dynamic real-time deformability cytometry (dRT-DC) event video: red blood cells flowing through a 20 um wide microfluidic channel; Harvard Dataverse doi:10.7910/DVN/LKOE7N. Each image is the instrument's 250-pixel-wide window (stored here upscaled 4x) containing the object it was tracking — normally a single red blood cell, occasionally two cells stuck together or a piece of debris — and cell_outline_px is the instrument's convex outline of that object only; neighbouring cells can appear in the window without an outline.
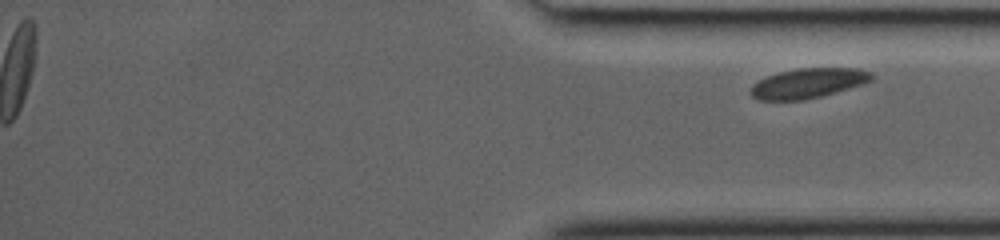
{"species": "common noctule bat (a hibernating species)", "species_latin": "Nyctalus noctula", "temperature_condition": "room temperature", "stored_images_in_passage": 40, "segment_of_instrument_passage": [2, 2], "camera_frame_rate_fps": 3000, "um_per_image_px": 0.085, "animal": {"sex": "female", "body_mass_g": 19.0, "forearm_length_mm": 53.3}, "frame": {"image": 1, "passage_image": 40, "time_ms": 13.0, "image_size_px": [1000, 240], "cell_outline_px": [[872, 80], [864, 84], [836, 92], [804, 100], [760, 100], [752, 96], [752, 84], [768, 76], [780, 72], [800, 68], [860, 68], [872, 72]], "centroid_in_image_um": [68.74, 7.07], "position_along_channel_um": 366.5, "area_um2": 20.87}}